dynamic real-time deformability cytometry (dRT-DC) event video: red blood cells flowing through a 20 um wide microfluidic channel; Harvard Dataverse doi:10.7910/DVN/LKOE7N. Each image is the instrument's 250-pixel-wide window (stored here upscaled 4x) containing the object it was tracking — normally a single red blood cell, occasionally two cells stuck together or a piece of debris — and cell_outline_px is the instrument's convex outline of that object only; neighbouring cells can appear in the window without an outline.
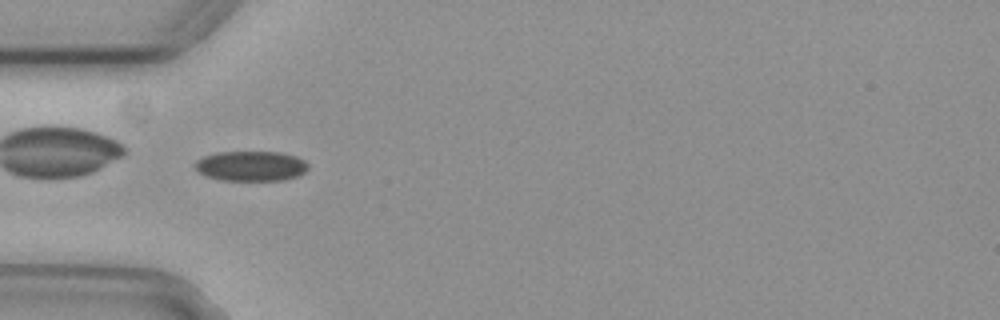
{"species": "common noctule bat (a hibernating species)", "species_latin": "Nyctalus noctula", "temperature_condition": "cold", "stored_images_in_passage": 39, "camera_frame_rate_fps": 3000, "um_per_image_px": 0.085, "animal": {"sex": "female", "body_mass_g": 29.2, "forearm_length_mm": 56.3}, "frame": {"image": 1, "passage_image": 1, "time_ms": 0.0, "image_size_px": [1000, 320], "cell_outline_px": [[308, 168], [300, 176], [284, 180], [220, 180], [208, 176], [200, 172], [196, 168], [196, 160], [204, 156], [216, 152], [280, 152], [296, 156], [304, 160], [308, 164]], "centroid_in_image_um": [21.38, 14.11], "position_along_channel_um": 63.6, "area_um2": 19.77}}
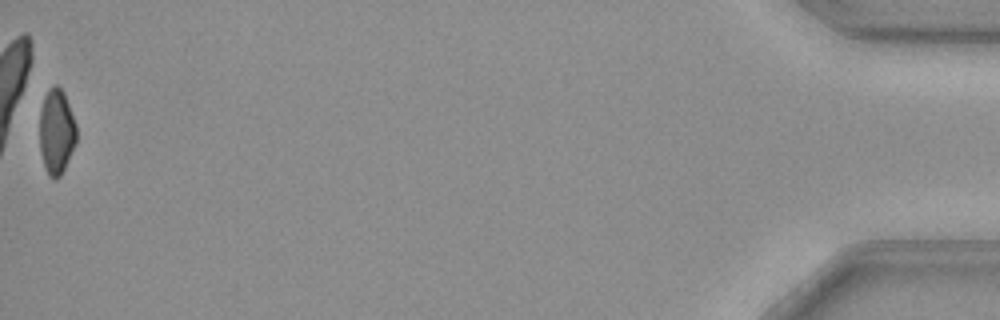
{"frame": {"image": 2, "passage_image": 39, "time_ms": 12.667, "image_size_px": [1000, 320], "cell_outline_px": [[76, 140], [64, 168], [60, 176], [56, 180], [48, 176], [44, 168], [40, 152], [40, 112], [44, 96], [48, 88], [56, 84], [64, 92], [76, 124]], "centroid_in_image_um": [4.78, 11.19], "position_along_channel_um": 430.4, "area_um2": 18.26}, "authors_computed_cell_mechanics": {"area_um2": 20.23, "velocity_mm_per_s": 3.7251, "shape_relaxation_time_tau1_ms": 9.7474, "shape_relaxation_time_tau2_ms": null, "deformation_change_tau1": 0.1285, "deformation_change_tau2": null}}